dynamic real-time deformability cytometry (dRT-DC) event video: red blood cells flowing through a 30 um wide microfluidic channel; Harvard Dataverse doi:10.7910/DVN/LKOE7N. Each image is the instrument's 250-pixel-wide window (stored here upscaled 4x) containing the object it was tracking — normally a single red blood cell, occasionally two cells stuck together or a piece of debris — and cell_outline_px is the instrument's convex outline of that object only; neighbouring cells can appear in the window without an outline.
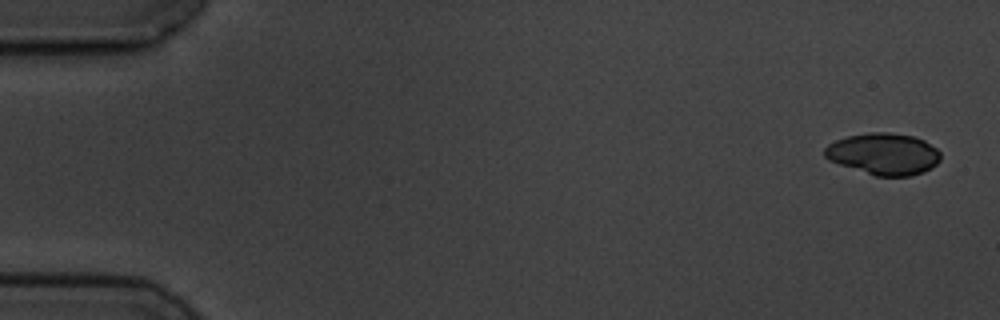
{"species": "common noctule bat (a hibernating species)", "species_latin": "Nyctalus noctula", "temperature_condition": "cold", "stored_images_in_passage": 4, "camera_frame_rate_fps": 3000, "um_per_image_px": 0.085, "animal": {"sex": "male", "body_mass_g": 19.5, "forearm_length_mm": 54.6}, "frame": {"image": 1, "passage_image": 1, "time_ms": 0.0, "image_size_px": [1000, 320], "cell_outline_px": [[940, 160], [932, 168], [924, 172], [912, 176], [876, 176], [828, 160], [824, 156], [824, 148], [828, 144], [836, 140], [848, 136], [868, 132], [888, 132], [912, 136], [924, 140], [936, 148], [940, 152]], "centroid_in_image_um": [75.12, 13.08], "position_along_channel_um": 9.9, "area_um2": 28.15}}